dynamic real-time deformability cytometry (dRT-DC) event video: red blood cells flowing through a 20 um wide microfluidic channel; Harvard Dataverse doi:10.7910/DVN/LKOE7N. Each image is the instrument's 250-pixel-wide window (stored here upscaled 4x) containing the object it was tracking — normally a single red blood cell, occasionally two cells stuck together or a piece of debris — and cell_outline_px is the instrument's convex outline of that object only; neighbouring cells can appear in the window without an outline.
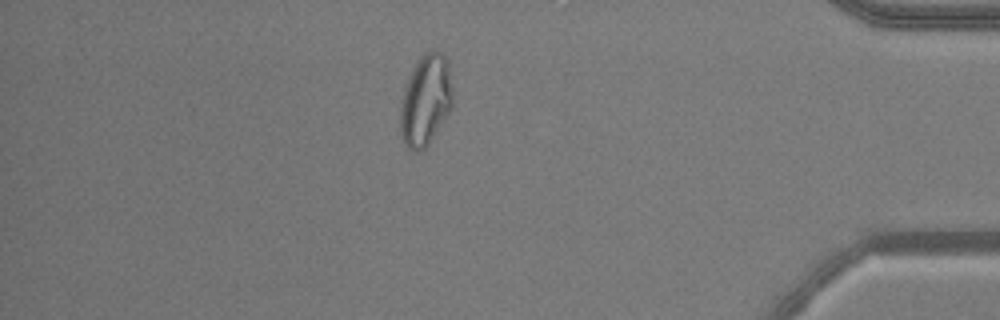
{"species": "common noctule bat (a hibernating species)", "species_latin": "Nyctalus noctula", "temperature_condition": "warm", "stored_images_in_passage": 49, "camera_frame_rate_fps": 3000, "um_per_image_px": 0.085, "animal": {"sex": "male", "body_mass_g": 20.5, "forearm_length_mm": 52.5}, "frame": {"image": 1, "passage_image": 42, "time_ms": 13.667, "image_size_px": [1000, 320], "cell_outline_px": [[452, 108], [428, 144], [420, 152], [412, 152], [408, 148], [400, 132], [400, 108], [404, 88], [412, 68], [416, 60], [424, 52], [432, 48], [436, 48], [448, 60], [452, 88]], "centroid_in_image_um": [36.18, 8.47], "position_along_channel_um": 399.0, "area_um2": 28.09}, "authors_computed_cell_mechanics": {"area_um2": 25.8366, "velocity_mm_per_s": 3.8387, "shape_relaxation_time_tau1_ms": null, "shape_relaxation_time_tau2_ms": 1.3278, "deformation_change_tau1": null, "deformation_change_tau2": 0.0764}}